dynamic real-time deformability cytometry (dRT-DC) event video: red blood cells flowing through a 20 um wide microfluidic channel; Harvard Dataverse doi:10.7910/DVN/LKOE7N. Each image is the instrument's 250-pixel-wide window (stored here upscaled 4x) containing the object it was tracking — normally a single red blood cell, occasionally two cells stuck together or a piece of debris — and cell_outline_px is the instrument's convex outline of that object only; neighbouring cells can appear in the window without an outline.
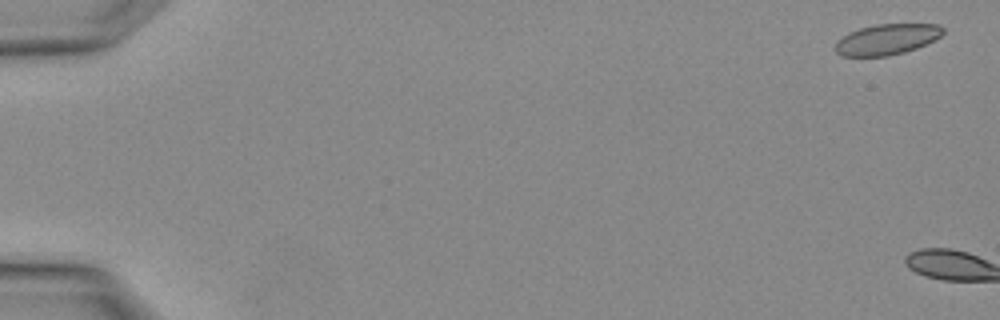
{"species": "Egyptian fruit bat (a non-hibernating species)", "species_latin": "Rousettus aegyptiacus", "temperature_condition": "warm", "stored_images_in_passage": 4, "camera_frame_rate_fps": 3000, "um_per_image_px": 0.085, "animal": {"sex": "female"}, "frame": {"image": 1, "passage_image": 1, "time_ms": 0.0, "image_size_px": [1000, 320], "cell_outline_px": [[944, 32], [936, 40], [916, 48], [904, 52], [888, 56], [840, 56], [836, 52], [836, 44], [848, 32], [860, 28], [876, 24], [940, 24], [944, 28]], "centroid_in_image_um": [75.42, 3.34], "position_along_channel_um": 9.6, "area_um2": 19.25}}